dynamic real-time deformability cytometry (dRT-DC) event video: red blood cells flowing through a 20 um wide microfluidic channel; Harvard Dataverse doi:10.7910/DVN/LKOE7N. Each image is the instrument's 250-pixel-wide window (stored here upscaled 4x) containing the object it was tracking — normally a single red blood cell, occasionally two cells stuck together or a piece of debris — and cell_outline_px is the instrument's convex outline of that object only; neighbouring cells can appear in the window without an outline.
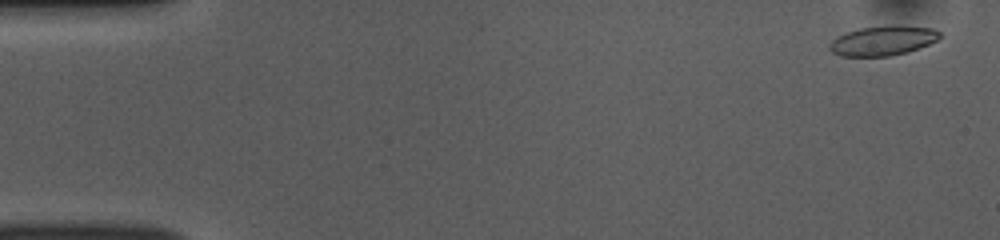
{"species": "common noctule bat (a hibernating species)", "species_latin": "Nyctalus noctula", "temperature_condition": "room temperature", "stored_images_in_passage": 52, "camera_frame_rate_fps": 3000, "um_per_image_px": 0.085, "animal": {"sex": "female", "body_mass_g": 10.0, "forearm_length_mm": 53.1}, "frame": {"image": 1, "passage_image": 2, "time_ms": 0.333, "image_size_px": [1000, 240], "cell_outline_px": [[944, 36], [920, 48], [908, 52], [892, 56], [840, 56], [832, 52], [828, 48], [828, 44], [832, 40], [848, 32], [860, 28], [888, 24], [904, 24], [932, 28], [940, 32]], "centroid_in_image_um": [75.09, 3.44], "position_along_channel_um": 9.9, "area_um2": 19.48}}
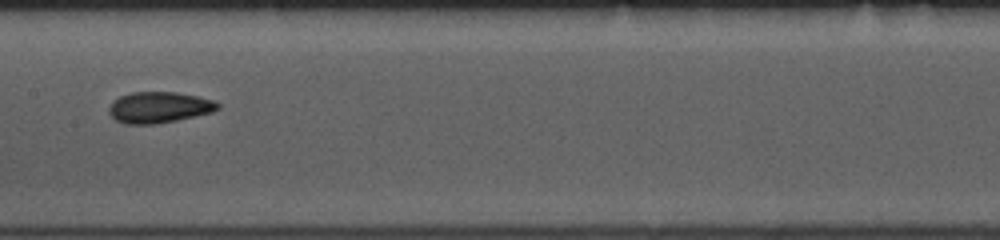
{"frame": {"image": 2, "passage_image": 26, "time_ms": 8.333, "image_size_px": [1000, 240], "cell_outline_px": [[220, 108], [212, 112], [196, 116], [156, 124], [124, 124], [116, 120], [108, 112], [108, 108], [112, 100], [120, 96], [132, 92], [176, 92], [216, 100], [220, 104]], "centroid_in_image_um": [13.52, 9.12], "position_along_channel_um": 193.9, "area_um2": 19.88}}
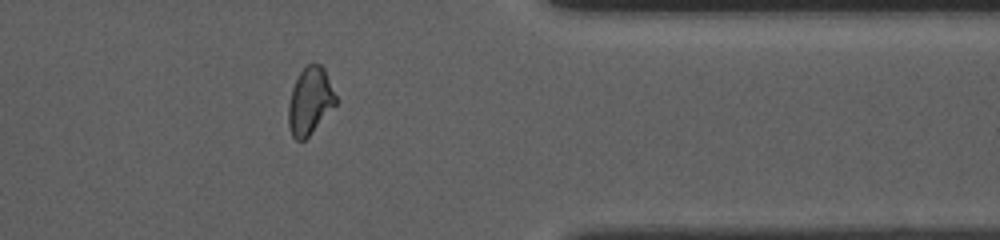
{"frame": {"image": 3, "passage_image": 42, "time_ms": 13.667, "image_size_px": [1000, 240], "cell_outline_px": [[336, 104], [312, 132], [304, 140], [296, 140], [292, 136], [288, 128], [288, 104], [292, 88], [300, 72], [308, 64], [320, 64], [324, 68], [336, 96]], "centroid_in_image_um": [26.33, 8.6], "position_along_channel_um": 385.1, "area_um2": 18.32}, "authors_computed_cell_mechanics": {"area_um2": 19.3919, "velocity_mm_per_s": 3.8563, "shape_relaxation_time_tau1_ms": 8.1557, "shape_relaxation_time_tau2_ms": 2.0603, "deformation_change_tau1": 0.2158, "deformation_change_tau2": 0.0902}}